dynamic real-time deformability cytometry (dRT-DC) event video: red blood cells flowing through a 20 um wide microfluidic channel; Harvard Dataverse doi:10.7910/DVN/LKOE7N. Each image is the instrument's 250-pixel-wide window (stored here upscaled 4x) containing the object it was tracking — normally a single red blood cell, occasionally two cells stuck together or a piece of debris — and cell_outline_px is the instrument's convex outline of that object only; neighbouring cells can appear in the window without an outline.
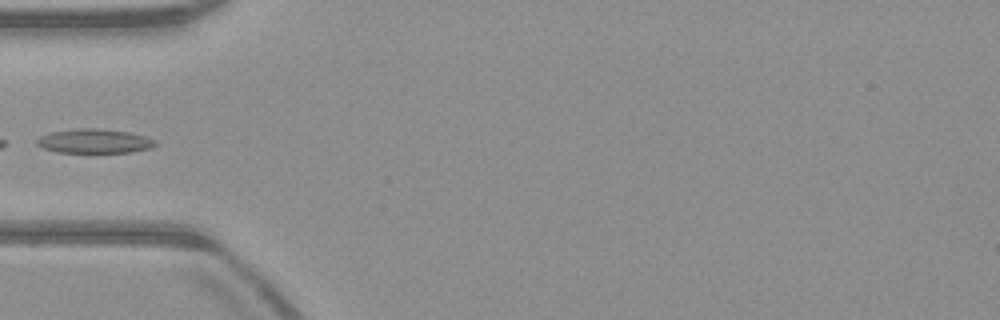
{"species": "common noctule bat (a hibernating species)", "species_latin": "Nyctalus noctula", "temperature_condition": "warm", "stored_images_in_passage": 3, "camera_frame_rate_fps": 3000, "um_per_image_px": 0.085, "animal": {"sex": "male", "body_mass_g": 23.1, "forearm_length_mm": 52.7}, "frame": {"image": 1, "passage_image": 1, "time_ms": 0.0, "image_size_px": [1000, 320], "cell_outline_px": [[160, 144], [152, 148], [132, 152], [56, 152], [44, 148], [36, 144], [36, 140], [40, 136], [48, 132], [76, 128], [100, 128], [128, 132], [144, 136], [156, 140]], "centroid_in_image_um": [8.04, 11.98], "position_along_channel_um": 77.0, "area_um2": 16.94}}